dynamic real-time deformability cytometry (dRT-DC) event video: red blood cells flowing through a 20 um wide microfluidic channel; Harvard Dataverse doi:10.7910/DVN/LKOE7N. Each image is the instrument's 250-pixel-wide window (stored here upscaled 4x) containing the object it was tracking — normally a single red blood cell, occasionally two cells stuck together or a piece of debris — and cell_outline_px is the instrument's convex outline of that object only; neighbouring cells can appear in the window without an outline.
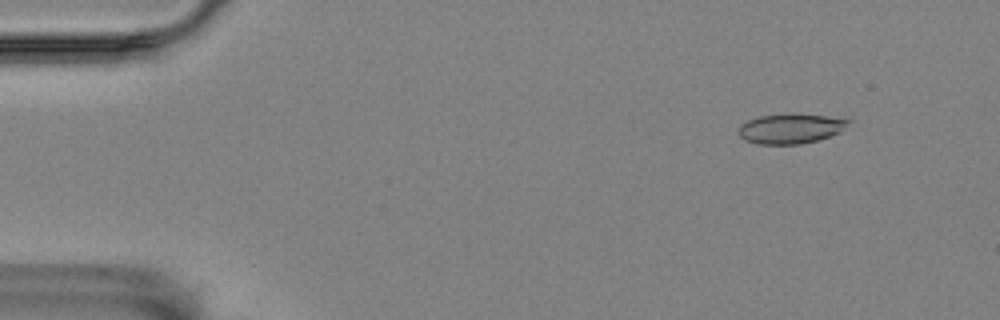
{"species": "Egyptian fruit bat (a non-hibernating species)", "species_latin": "Rousettus aegyptiacus", "temperature_condition": "room temperature", "stored_images_in_passage": 57, "camera_frame_rate_fps": 3000, "um_per_image_px": 0.085, "animal": {"sex": "female"}, "frame": {"image": 1, "passage_image": 6, "time_ms": 1.667, "image_size_px": [1000, 320], "cell_outline_px": [[852, 120], [840, 132], [816, 140], [800, 144], [756, 144], [744, 140], [740, 136], [740, 124], [756, 116], [792, 112], [824, 116]], "centroid_in_image_um": [67.16, 10.91], "position_along_channel_um": 17.8, "area_um2": 19.25}}
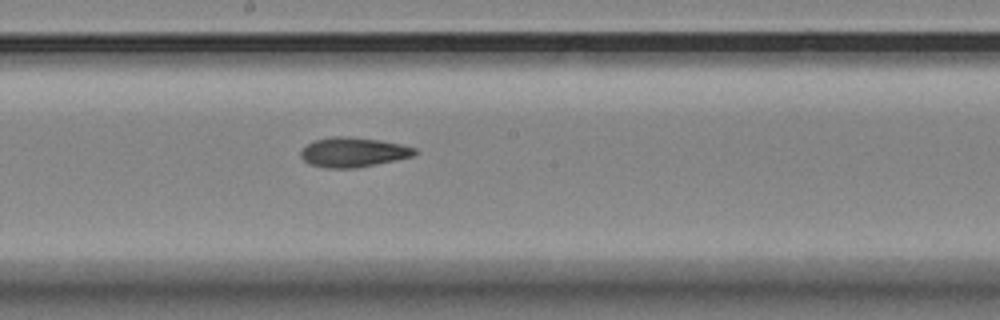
{"frame": {"image": 2, "passage_image": 31, "time_ms": 10.0, "image_size_px": [1000, 320], "cell_outline_px": [[416, 152], [412, 156], [396, 160], [356, 168], [324, 168], [308, 164], [300, 156], [300, 152], [312, 140], [332, 136], [348, 136], [380, 140], [400, 144], [416, 148]], "centroid_in_image_um": [29.98, 12.93], "position_along_channel_um": 218.2, "area_um2": 19.77}}
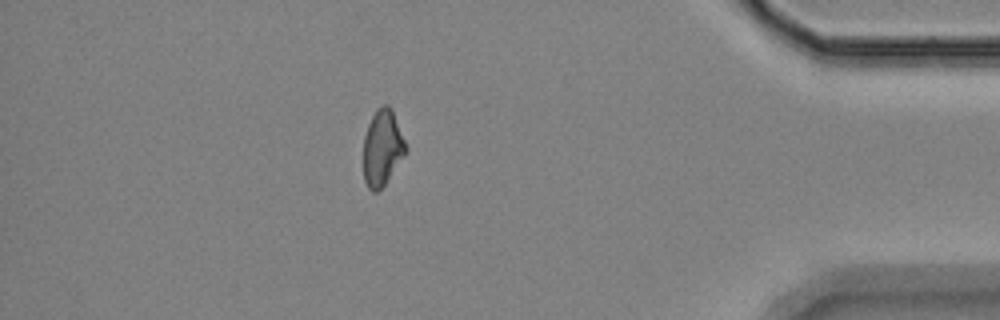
{"frame": {"image": 3, "passage_image": 50, "time_ms": 16.333, "image_size_px": [1000, 320], "cell_outline_px": [[408, 148], [384, 184], [376, 192], [372, 192], [368, 188], [364, 180], [364, 136], [368, 124], [376, 108], [380, 104], [388, 104], [392, 108]], "centroid_in_image_um": [32.49, 12.5], "position_along_channel_um": 402.7, "area_um2": 18.61}, "authors_computed_cell_mechanics": {"area_um2": 19.363, "velocity_mm_per_s": 3.5333, "shape_relaxation_time_tau1_ms": null, "shape_relaxation_time_tau2_ms": 7.2406, "deformation_change_tau1": null, "deformation_change_tau2": 0.1373}}